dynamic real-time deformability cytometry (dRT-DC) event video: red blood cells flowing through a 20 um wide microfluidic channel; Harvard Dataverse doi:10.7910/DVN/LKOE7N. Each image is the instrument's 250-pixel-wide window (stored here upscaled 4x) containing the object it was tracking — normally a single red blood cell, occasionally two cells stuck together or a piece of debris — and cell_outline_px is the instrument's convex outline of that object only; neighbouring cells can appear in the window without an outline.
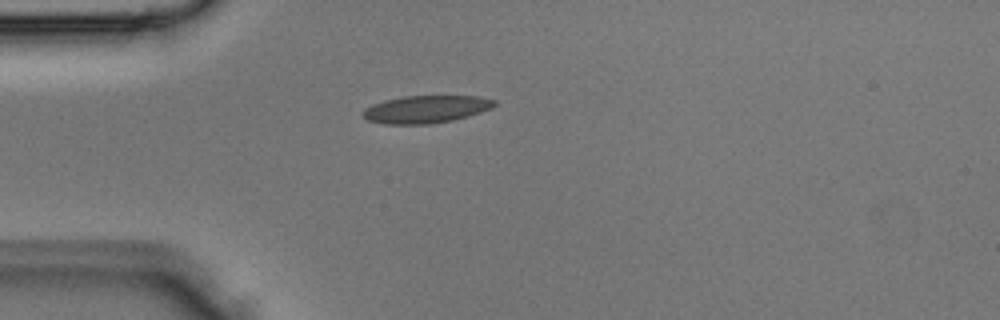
{"species": "Egyptian fruit bat (a non-hibernating species)", "species_latin": "Rousettus aegyptiacus", "temperature_condition": "room temperature", "stored_images_in_passage": 2, "camera_frame_rate_fps": 3000, "um_per_image_px": 0.085, "animal": {"sex": "male"}, "frame": {"image": 1, "passage_image": 2, "time_ms": 0.333, "image_size_px": [1000, 320], "cell_outline_px": [[496, 104], [492, 108], [468, 116], [452, 120], [428, 124], [384, 124], [368, 120], [360, 116], [360, 112], [364, 108], [372, 104], [384, 100], [404, 96], [480, 96], [496, 100]], "centroid_in_image_um": [36.16, 9.28], "position_along_channel_um": 48.8, "area_um2": 21.27}}